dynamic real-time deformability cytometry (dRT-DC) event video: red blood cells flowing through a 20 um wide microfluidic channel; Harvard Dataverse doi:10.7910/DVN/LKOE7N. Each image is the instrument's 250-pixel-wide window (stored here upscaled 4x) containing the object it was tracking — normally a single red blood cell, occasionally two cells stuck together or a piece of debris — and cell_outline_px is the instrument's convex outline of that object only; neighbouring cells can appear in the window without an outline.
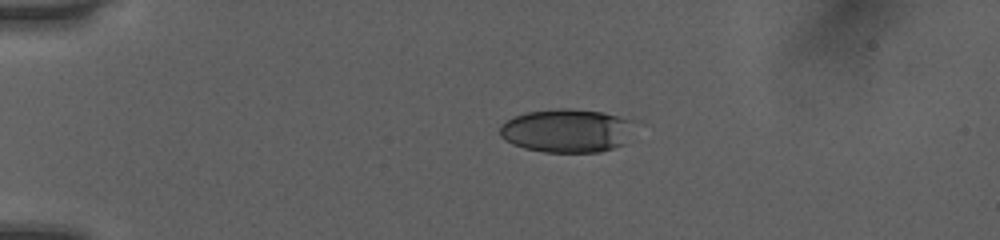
{"species": "human", "species_latin": "Homo sapiens", "temperature_condition": "room temperature", "stored_images_in_passage": 40, "camera_frame_rate_fps": 3000, "um_per_image_px": 0.085, "donor": {"sex": "female"}, "frame": {"image": 1, "passage_image": 1, "time_ms": 0.0, "image_size_px": [1000, 240], "cell_outline_px": [[632, 120], [624, 144], [600, 152], [544, 152], [524, 148], [512, 144], [504, 140], [500, 136], [500, 124], [516, 116], [528, 112], [560, 108], [568, 108], [604, 112]], "centroid_in_image_um": [48.12, 11.11], "position_along_channel_um": 36.9, "area_um2": 33.81}}
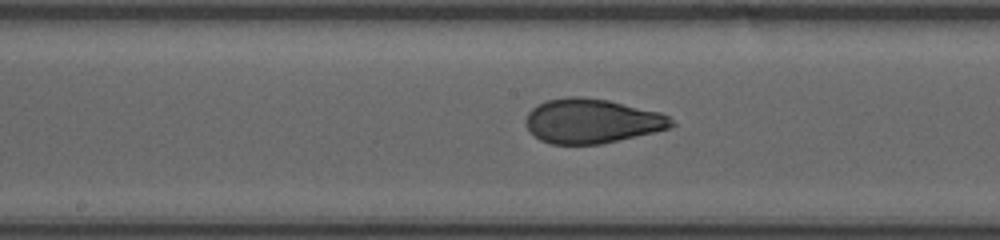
{"frame": {"image": 2, "passage_image": 17, "time_ms": 5.333, "image_size_px": [1000, 240], "cell_outline_px": [[676, 124], [668, 128], [652, 132], [600, 144], [552, 144], [540, 140], [528, 128], [524, 120], [528, 112], [532, 108], [548, 100], [568, 96], [580, 96], [608, 100], [660, 112], [668, 116]], "centroid_in_image_um": [50.29, 10.28], "position_along_channel_um": 197.9, "area_um2": 37.4}}
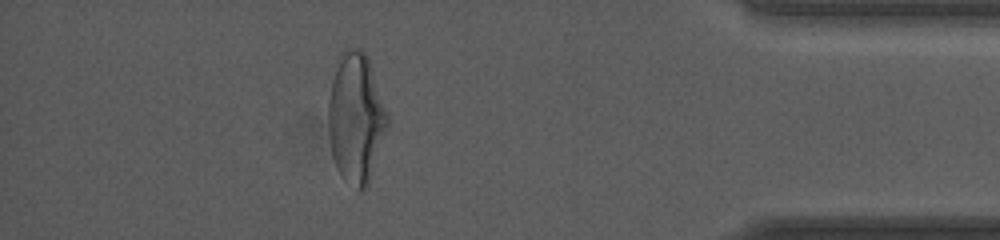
{"frame": {"image": 3, "passage_image": 35, "time_ms": 11.333, "image_size_px": [1000, 240], "cell_outline_px": [[388, 124], [368, 184], [360, 192], [344, 180], [340, 176], [332, 156], [328, 128], [328, 100], [332, 80], [340, 52], [344, 48], [360, 48], [368, 56], [388, 112]], "centroid_in_image_um": [30.24, 10.0], "position_along_channel_um": 405.0, "area_um2": 44.91}, "authors_computed_cell_mechanics": {"area_um2": 37.9746, "velocity_mm_per_s": 4.0539, "shape_relaxation_time_tau1_ms": 5.3062, "shape_relaxation_time_tau2_ms": 0.8104, "deformation_change_tau1": 0.1869, "deformation_change_tau2": 0.0716}}